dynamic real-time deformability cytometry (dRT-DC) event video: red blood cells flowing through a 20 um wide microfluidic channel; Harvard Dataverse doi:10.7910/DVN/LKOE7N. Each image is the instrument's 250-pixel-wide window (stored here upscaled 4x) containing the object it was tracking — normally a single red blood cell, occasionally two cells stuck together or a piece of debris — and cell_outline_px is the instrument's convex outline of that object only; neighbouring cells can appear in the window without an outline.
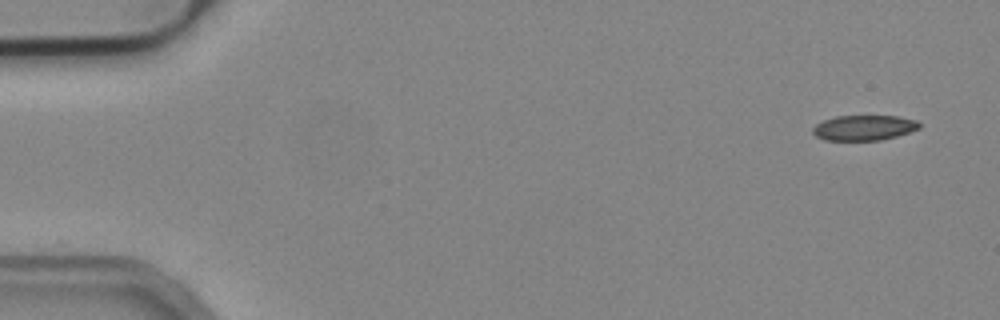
{"species": "common noctule bat (a hibernating species)", "species_latin": "Nyctalus noctula", "temperature_condition": "cold", "stored_images_in_passage": 52, "camera_frame_rate_fps": 3000, "um_per_image_px": 0.085, "animal": {"sex": "male", "body_mass_g": 19.2, "forearm_length_mm": 51.8}, "frame": {"image": 1, "passage_image": 1, "time_ms": 0.0, "image_size_px": [1000, 320], "cell_outline_px": [[920, 128], [896, 136], [880, 140], [824, 140], [816, 136], [812, 132], [812, 128], [816, 124], [824, 120], [836, 116], [896, 116], [916, 120], [920, 124]], "centroid_in_image_um": [73.41, 10.86], "position_along_channel_um": 11.6, "area_um2": 15.55}}
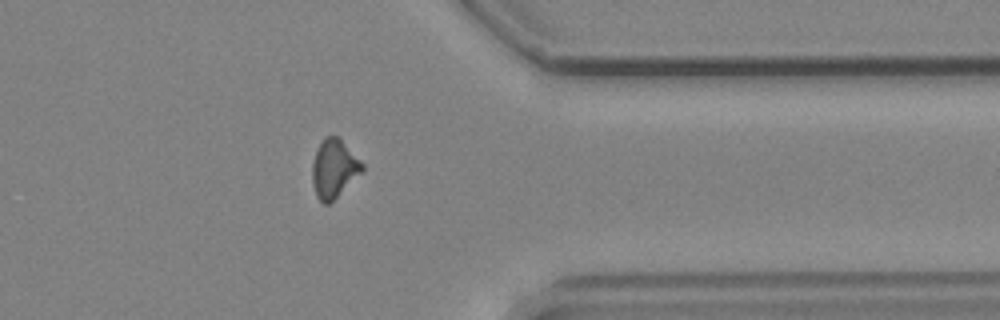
{"frame": {"image": 2, "passage_image": 41, "time_ms": 13.333, "image_size_px": [1000, 320], "cell_outline_px": [[364, 172], [328, 204], [324, 204], [316, 196], [312, 184], [312, 164], [316, 148], [328, 136], [336, 136], [364, 164]], "centroid_in_image_um": [28.39, 14.37], "position_along_channel_um": 383.0, "area_um2": 16.82}}
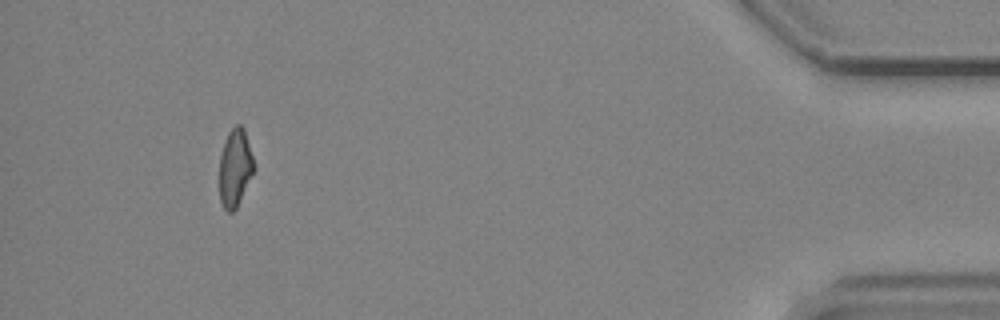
{"frame": {"image": 3, "passage_image": 48, "time_ms": 15.667, "image_size_px": [1000, 320], "cell_outline_px": [[252, 172], [236, 208], [232, 212], [228, 212], [224, 208], [220, 200], [220, 156], [228, 132], [236, 124], [240, 124], [244, 128], [252, 156]], "centroid_in_image_um": [19.95, 14.24], "position_along_channel_um": 415.3, "area_um2": 14.97}, "authors_computed_cell_mechanics": {"area_um2": 16.9932, "velocity_mm_per_s": 3.8293, "shape_relaxation_time_tau1_ms": null, "shape_relaxation_time_tau2_ms": 9.3404, "deformation_change_tau1": null, "deformation_change_tau2": 0.2026}}